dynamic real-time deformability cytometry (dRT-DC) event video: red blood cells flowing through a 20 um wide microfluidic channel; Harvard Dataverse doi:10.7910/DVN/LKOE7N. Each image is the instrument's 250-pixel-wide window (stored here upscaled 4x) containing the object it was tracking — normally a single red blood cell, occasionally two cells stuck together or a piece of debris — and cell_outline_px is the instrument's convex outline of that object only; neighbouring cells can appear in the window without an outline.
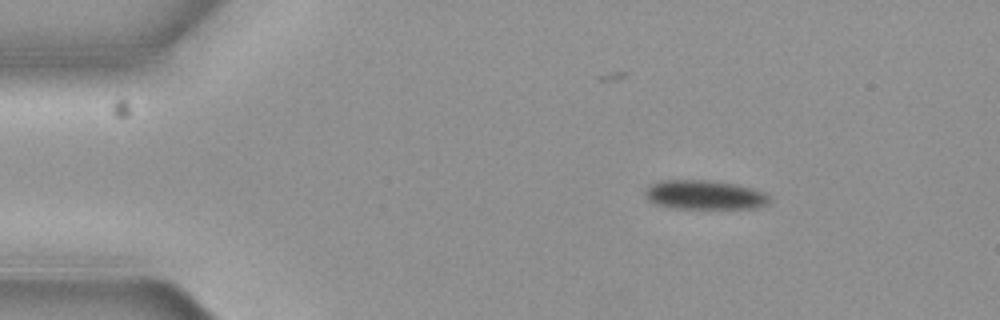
{"species": "common noctule bat (a hibernating species)", "species_latin": "Nyctalus noctula", "temperature_condition": "cold", "stored_images_in_passage": 5, "segment_of_instrument_passage": [1, 2], "camera_frame_rate_fps": 3000, "um_per_image_px": 0.085, "animal": {"sex": "female", "body_mass_g": 19.3, "forearm_length_mm": 54.1}, "frame": {"image": 1, "passage_image": 2, "time_ms": 0.333, "image_size_px": [1000, 320], "cell_outline_px": [[768, 200], [764, 204], [756, 208], [676, 208], [656, 204], [648, 200], [644, 196], [644, 188], [648, 184], [660, 180], [712, 180], [752, 188], [764, 192], [768, 196]], "centroid_in_image_um": [59.79, 16.55], "position_along_channel_um": 25.2, "area_um2": 21.1}}